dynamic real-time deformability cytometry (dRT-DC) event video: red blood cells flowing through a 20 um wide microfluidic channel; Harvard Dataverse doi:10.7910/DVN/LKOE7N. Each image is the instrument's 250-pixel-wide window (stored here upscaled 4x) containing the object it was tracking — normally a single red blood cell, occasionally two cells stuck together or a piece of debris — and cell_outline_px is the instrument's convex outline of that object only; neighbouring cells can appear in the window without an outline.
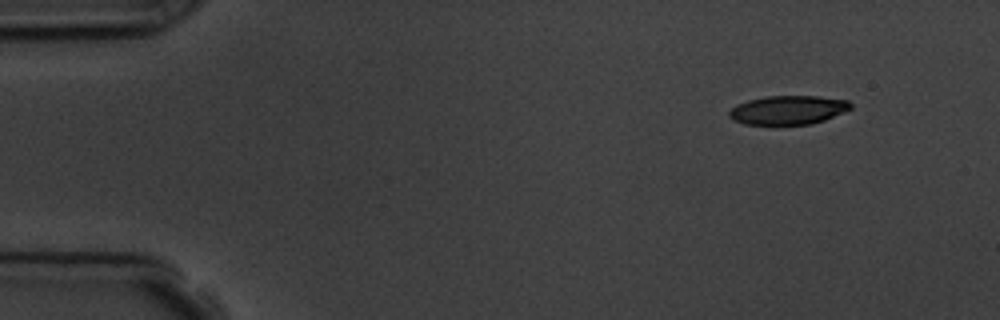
{"species": "common noctule bat (a hibernating species)", "species_latin": "Nyctalus noctula", "temperature_condition": "room temperature", "stored_images_in_passage": 5, "camera_frame_rate_fps": 3000, "um_per_image_px": 0.085, "animal": {"sex": "male", "body_mass_g": 19.5, "forearm_length_mm": 54.6}, "frame": {"image": 1, "passage_image": 1, "time_ms": 0.0, "image_size_px": [1000, 320], "cell_outline_px": [[852, 108], [844, 112], [824, 120], [812, 124], [744, 124], [732, 120], [728, 116], [728, 112], [736, 104], [748, 100], [768, 96], [820, 96], [848, 100], [852, 104]], "centroid_in_image_um": [66.99, 9.34], "position_along_channel_um": 18.0, "area_um2": 20.52}}